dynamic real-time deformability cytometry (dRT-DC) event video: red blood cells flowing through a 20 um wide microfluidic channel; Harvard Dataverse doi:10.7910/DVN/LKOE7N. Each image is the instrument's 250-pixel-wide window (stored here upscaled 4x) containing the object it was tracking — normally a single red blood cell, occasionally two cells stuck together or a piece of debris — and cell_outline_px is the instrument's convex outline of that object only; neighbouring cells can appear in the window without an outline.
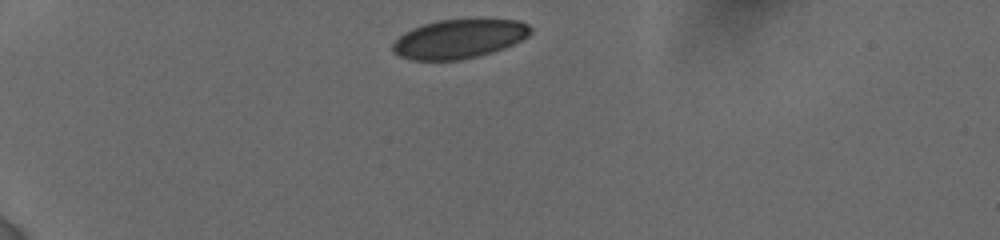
{"species": "human", "species_latin": "Homo sapiens", "temperature_condition": "cold", "stored_images_in_passage": 11, "camera_frame_rate_fps": 3000, "um_per_image_px": 0.085, "donor": {"sex": "female"}, "frame": {"image": 1, "passage_image": 1, "time_ms": 0.0, "image_size_px": [1000, 240], "cell_outline_px": [[532, 32], [528, 36], [504, 48], [492, 52], [460, 60], [408, 60], [392, 52], [392, 44], [404, 32], [412, 28], [424, 24], [440, 20], [476, 16], [520, 20], [528, 24], [532, 28]], "centroid_in_image_um": [39.06, 3.25], "position_along_channel_um": 45.9, "area_um2": 32.31}}
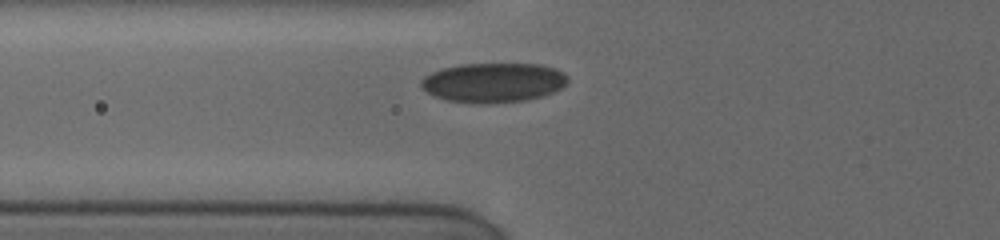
{"frame": {"image": 2, "passage_image": 7, "time_ms": 2.333, "image_size_px": [1000, 240], "cell_outline_px": [[568, 80], [560, 88], [552, 92], [528, 100], [488, 104], [472, 104], [448, 100], [436, 96], [428, 92], [420, 84], [420, 80], [424, 76], [440, 68], [460, 64], [540, 64], [556, 68], [564, 72], [568, 76]], "centroid_in_image_um": [41.93, 7.02], "position_along_channel_um": 83.9, "area_um2": 33.99}}
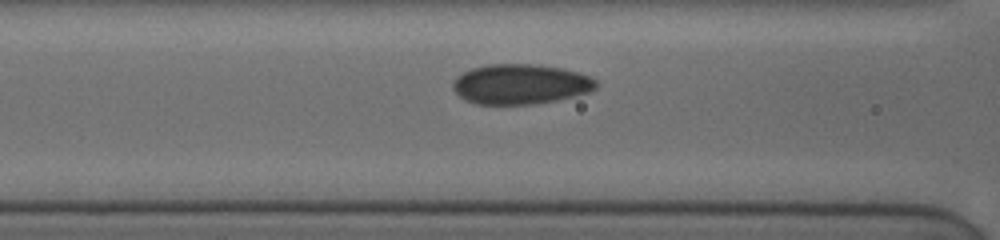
{"frame": {"image": 3, "passage_image": 10, "time_ms": 3.333, "image_size_px": [1000, 240], "cell_outline_px": [[600, 84], [596, 88], [588, 92], [556, 100], [532, 104], [476, 104], [460, 96], [452, 88], [452, 84], [456, 76], [472, 68], [488, 64], [536, 64], [560, 68], [580, 72], [596, 80]], "centroid_in_image_um": [44.25, 7.14], "position_along_channel_um": 122.4, "area_um2": 33.35}}